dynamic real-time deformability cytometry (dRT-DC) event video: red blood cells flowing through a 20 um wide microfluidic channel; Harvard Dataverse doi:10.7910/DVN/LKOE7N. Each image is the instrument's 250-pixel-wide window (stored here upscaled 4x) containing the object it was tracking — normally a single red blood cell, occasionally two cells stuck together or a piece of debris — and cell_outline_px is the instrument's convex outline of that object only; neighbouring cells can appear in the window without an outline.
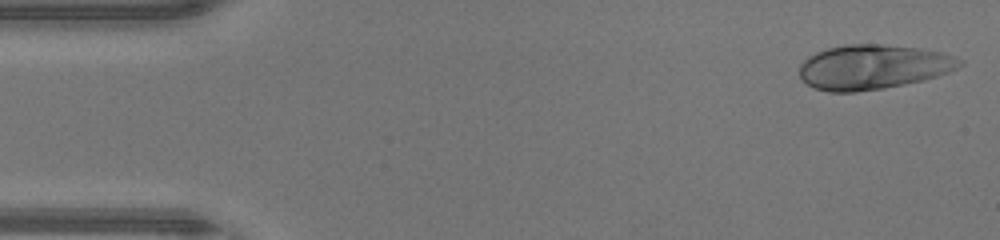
{"species": "human", "species_latin": "Homo sapiens", "temperature_condition": "warm", "stored_images_in_passage": 45, "camera_frame_rate_fps": 3000, "um_per_image_px": 0.085, "donor": {"sex": "male"}, "frame": {"image": 1, "passage_image": 1, "time_ms": 0.0, "image_size_px": [1000, 240], "cell_outline_px": [[964, 64], [948, 72], [924, 80], [884, 88], [856, 92], [828, 92], [816, 88], [808, 84], [800, 76], [800, 64], [808, 56], [816, 52], [828, 48], [844, 44], [880, 44], [920, 48], [940, 52], [964, 60]], "centroid_in_image_um": [74.21, 5.69], "position_along_channel_um": 10.8, "area_um2": 41.62}}
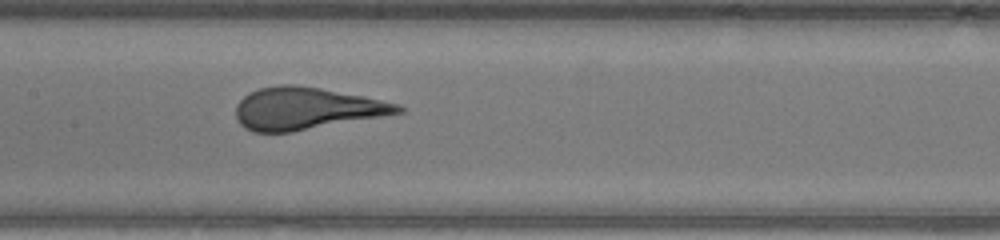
{"frame": {"image": 2, "passage_image": 21, "time_ms": 6.667, "image_size_px": [1000, 240], "cell_outline_px": [[404, 112], [384, 116], [292, 132], [252, 132], [244, 128], [236, 120], [236, 104], [248, 92], [260, 88], [280, 84], [296, 84], [320, 88], [364, 96], [396, 104], [404, 108]], "centroid_in_image_um": [25.98, 9.22], "position_along_channel_um": 181.4, "area_um2": 39.88}}
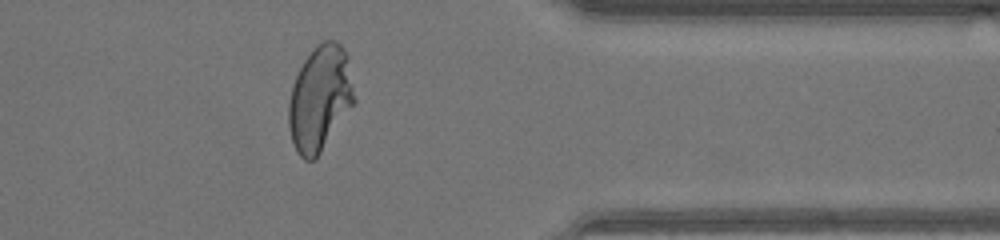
{"frame": {"image": 3, "passage_image": 36, "time_ms": 11.667, "image_size_px": [1000, 240], "cell_outline_px": [[356, 100], [316, 160], [304, 160], [296, 152], [288, 128], [288, 104], [292, 84], [304, 60], [324, 40], [336, 40], [344, 48], [348, 56]], "centroid_in_image_um": [27.19, 8.39], "position_along_channel_um": 384.2, "area_um2": 40.34}}